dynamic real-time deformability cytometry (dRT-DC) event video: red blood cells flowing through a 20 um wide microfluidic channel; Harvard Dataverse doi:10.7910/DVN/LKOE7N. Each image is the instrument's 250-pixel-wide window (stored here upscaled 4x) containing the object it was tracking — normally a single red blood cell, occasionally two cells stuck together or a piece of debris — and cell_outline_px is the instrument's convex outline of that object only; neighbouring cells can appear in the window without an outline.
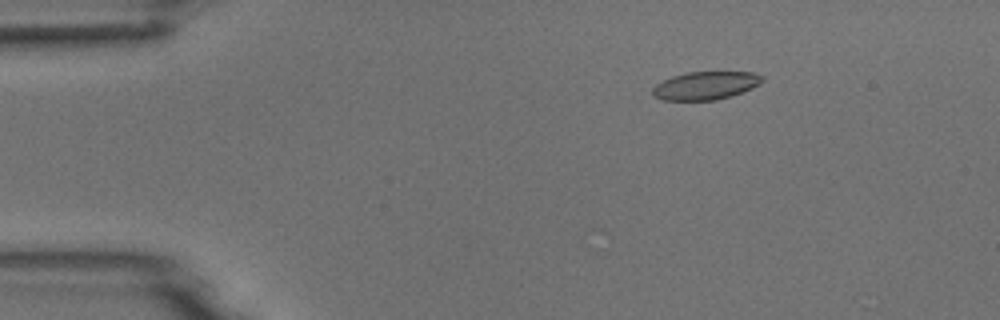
{"species": "common noctule bat (a hibernating species)", "species_latin": "Nyctalus noctula", "temperature_condition": "room temperature", "stored_images_in_passage": 5, "camera_frame_rate_fps": 3000, "um_per_image_px": 0.085, "animal": {"sex": "male", "body_mass_g": 18.8}, "frame": {"image": 1, "passage_image": 3, "time_ms": 2.333, "image_size_px": [1000, 320], "cell_outline_px": [[764, 80], [760, 84], [752, 88], [732, 96], [716, 100], [664, 100], [652, 96], [652, 88], [656, 84], [672, 76], [688, 72], [756, 72], [764, 76]], "centroid_in_image_um": [60.0, 7.27], "position_along_channel_um": 25.0, "area_um2": 18.09}}